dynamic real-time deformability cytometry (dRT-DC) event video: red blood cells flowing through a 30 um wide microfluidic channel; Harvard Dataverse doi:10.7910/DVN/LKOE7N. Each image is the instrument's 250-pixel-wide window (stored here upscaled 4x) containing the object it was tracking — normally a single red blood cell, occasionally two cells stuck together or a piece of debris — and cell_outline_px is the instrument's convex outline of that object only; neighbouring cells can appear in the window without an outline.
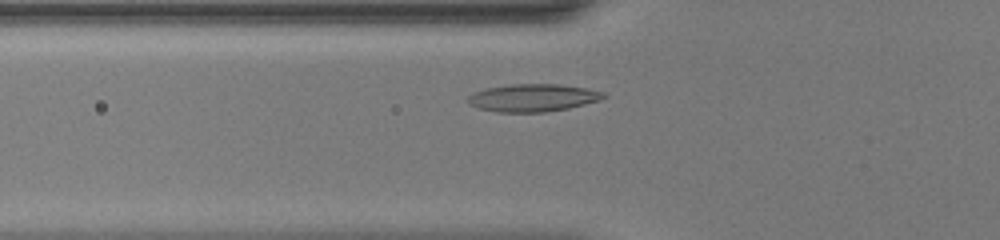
{"species": "common noctule bat (a hibernating species)", "species_latin": "Nyctalus noctula", "temperature_condition": "warm", "stored_images_in_passage": 36, "camera_frame_rate_fps": 3000, "um_per_image_px": 0.085, "animal": {"sex": "female", "body_mass_g": 20.0, "forearm_length_mm": 54.0}, "frame": {"image": 1, "passage_image": 6, "time_ms": 1.667, "image_size_px": [1000, 240], "cell_outline_px": [[604, 96], [600, 100], [568, 108], [544, 112], [496, 112], [480, 108], [468, 104], [468, 96], [472, 92], [488, 88], [508, 84], [556, 84], [584, 88], [604, 92]], "centroid_in_image_um": [45.24, 8.31], "position_along_channel_um": 80.6, "area_um2": 21.62}}
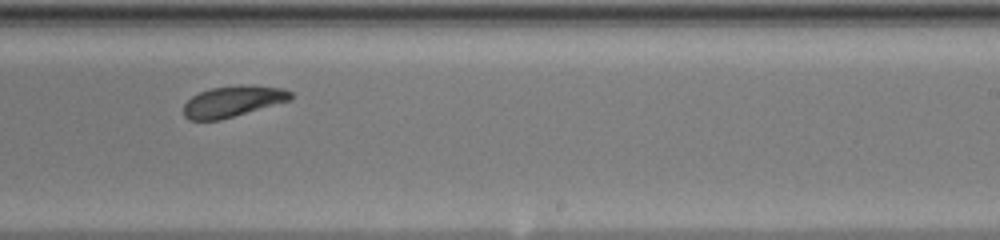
{"frame": {"image": 2, "passage_image": 19, "time_ms": 6.0, "image_size_px": [1000, 240], "cell_outline_px": [[292, 100], [220, 120], [188, 120], [184, 116], [184, 104], [192, 96], [208, 88], [244, 84], [248, 84], [284, 88], [292, 92]], "centroid_in_image_um": [19.81, 8.6], "position_along_channel_um": 269.2, "area_um2": 19.59}}
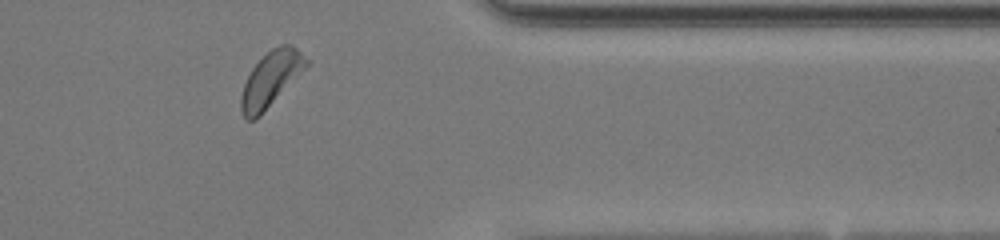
{"frame": {"image": 3, "passage_image": 28, "time_ms": 9.0, "image_size_px": [1000, 240], "cell_outline_px": [[312, 60], [260, 116], [256, 120], [244, 120], [240, 108], [240, 96], [244, 84], [252, 68], [272, 48], [280, 44], [292, 44]], "centroid_in_image_um": [23.02, 6.72], "position_along_channel_um": 388.4, "area_um2": 20.81}, "authors_computed_cell_mechanics": {"area_um2": 19.9988, "velocity_mm_per_s": 4.3588, "shape_relaxation_time_tau1_ms": 2.3036, "shape_relaxation_time_tau2_ms": null, "deformation_change_tau1": 0.1116, "deformation_change_tau2": null}}